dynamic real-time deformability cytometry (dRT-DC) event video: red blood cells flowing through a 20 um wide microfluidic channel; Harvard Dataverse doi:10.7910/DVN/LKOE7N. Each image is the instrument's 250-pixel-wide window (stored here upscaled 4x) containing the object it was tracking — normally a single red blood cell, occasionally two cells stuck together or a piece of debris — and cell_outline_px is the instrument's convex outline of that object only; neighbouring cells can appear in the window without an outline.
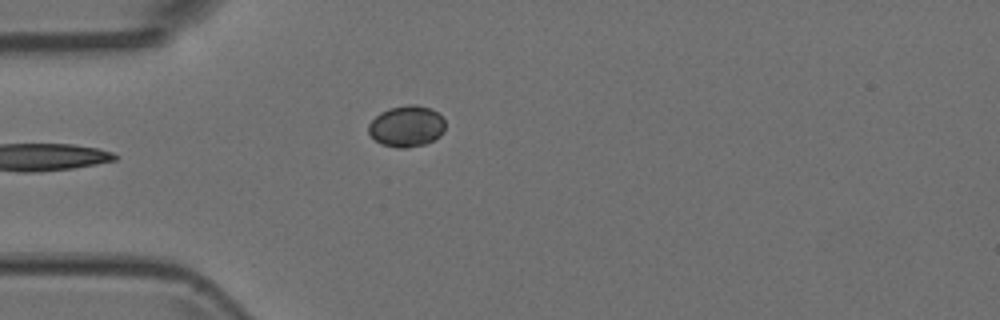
{"species": "Egyptian fruit bat (a non-hibernating species)", "species_latin": "Rousettus aegyptiacus", "temperature_condition": "room temperature", "stored_images_in_passage": 5, "camera_frame_rate_fps": 3000, "um_per_image_px": 0.085, "animal": {"sex": "female"}, "frame": {"image": 1, "passage_image": 5, "time_ms": 1.333, "image_size_px": [1000, 320], "cell_outline_px": [[444, 132], [440, 136], [424, 144], [404, 148], [396, 148], [380, 144], [368, 132], [368, 124], [380, 112], [388, 108], [408, 104], [416, 104], [428, 108], [436, 112], [444, 120]], "centroid_in_image_um": [34.53, 10.73], "position_along_channel_um": 50.5, "area_um2": 18.38}}